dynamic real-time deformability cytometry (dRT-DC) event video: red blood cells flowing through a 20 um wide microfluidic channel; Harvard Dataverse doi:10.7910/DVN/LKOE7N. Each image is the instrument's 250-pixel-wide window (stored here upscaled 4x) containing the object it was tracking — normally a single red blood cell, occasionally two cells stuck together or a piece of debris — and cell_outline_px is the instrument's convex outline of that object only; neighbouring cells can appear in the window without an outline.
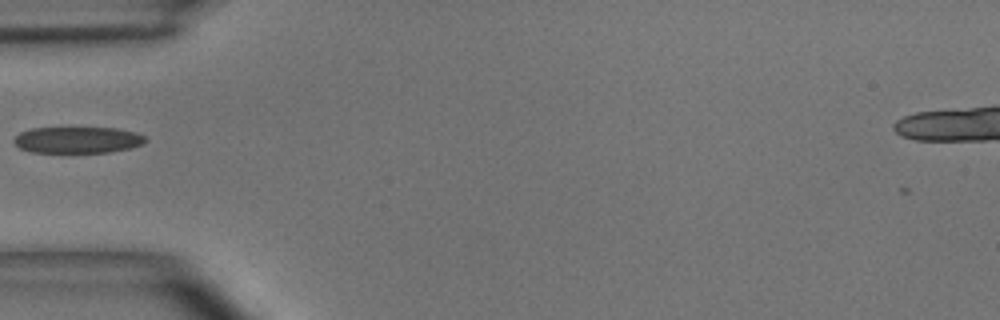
{"species": "common noctule bat (a hibernating species)", "species_latin": "Nyctalus noctula", "temperature_condition": "room temperature", "stored_images_in_passage": 35, "camera_frame_rate_fps": 3000, "um_per_image_px": 0.085, "animal": {"sex": "male", "body_mass_g": 15.6}, "frame": {"image": 1, "passage_image": 2, "time_ms": 0.333, "image_size_px": [1000, 320], "cell_outline_px": [[148, 140], [144, 144], [132, 148], [108, 152], [32, 152], [20, 148], [12, 140], [20, 132], [32, 128], [116, 128], [136, 132], [144, 136]], "centroid_in_image_um": [6.63, 11.89], "position_along_channel_um": 78.4, "area_um2": 20.23}}
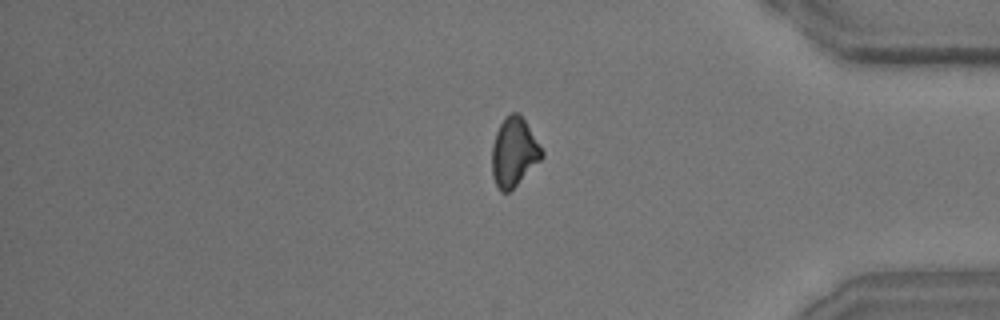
{"frame": {"image": 2, "passage_image": 27, "time_ms": 8.667, "image_size_px": [1000, 320], "cell_outline_px": [[544, 156], [508, 192], [500, 192], [492, 176], [492, 144], [496, 132], [504, 116], [512, 112], [520, 112], [544, 152]], "centroid_in_image_um": [43.67, 12.89], "position_along_channel_um": 391.5, "area_um2": 19.88}}
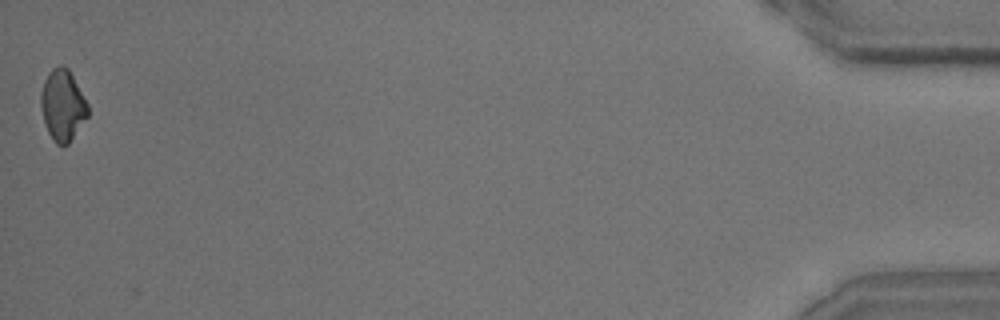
{"frame": {"image": 3, "passage_image": 35, "time_ms": 11.333, "image_size_px": [1000, 320], "cell_outline_px": [[88, 116], [68, 144], [56, 144], [48, 132], [44, 120], [40, 104], [40, 92], [44, 80], [48, 72], [52, 68], [60, 64], [68, 68], [88, 104]], "centroid_in_image_um": [5.31, 8.92], "position_along_channel_um": 429.9, "area_um2": 19.36}, "authors_computed_cell_mechanics": {"area_um2": 20.1722, "velocity_mm_per_s": 4.0285, "shape_relaxation_time_tau1_ms": 3.5795, "shape_relaxation_time_tau2_ms": 5.4011, "deformation_change_tau1": 0.1301, "deformation_change_tau2": 0.144}}